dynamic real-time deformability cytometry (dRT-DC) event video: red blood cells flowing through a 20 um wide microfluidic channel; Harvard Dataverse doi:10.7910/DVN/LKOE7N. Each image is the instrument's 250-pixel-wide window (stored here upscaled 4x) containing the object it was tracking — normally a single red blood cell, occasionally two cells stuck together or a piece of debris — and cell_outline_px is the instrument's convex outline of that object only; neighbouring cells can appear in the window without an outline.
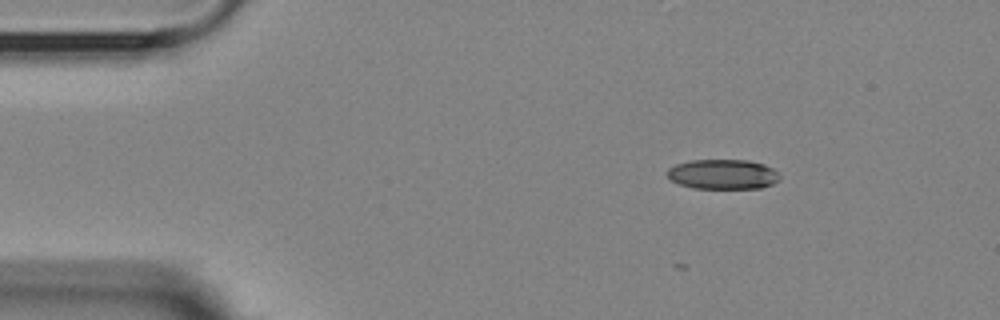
{"species": "Egyptian fruit bat (a non-hibernating species)", "species_latin": "Rousettus aegyptiacus", "temperature_condition": "room temperature", "stored_images_in_passage": 48, "camera_frame_rate_fps": 3000, "um_per_image_px": 0.085, "animal": {"sex": "female"}, "frame": {"image": 1, "passage_image": 1, "time_ms": 0.0, "image_size_px": [1000, 320], "cell_outline_px": [[780, 180], [772, 184], [760, 188], [696, 188], [680, 184], [672, 180], [668, 176], [668, 168], [676, 164], [692, 160], [748, 160], [764, 164], [772, 168], [780, 176]], "centroid_in_image_um": [61.47, 14.81], "position_along_channel_um": 23.5, "area_um2": 19.42}}
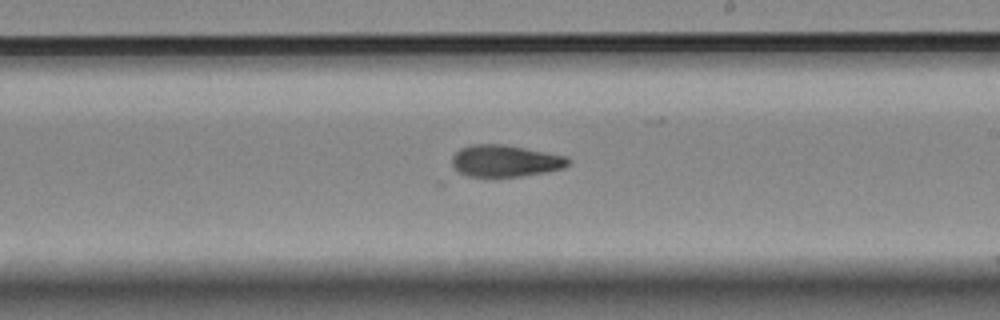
{"frame": {"image": 2, "passage_image": 25, "time_ms": 8.0, "image_size_px": [1000, 320], "cell_outline_px": [[568, 164], [564, 168], [544, 172], [520, 176], [468, 176], [460, 172], [452, 164], [452, 156], [460, 148], [472, 144], [504, 144], [564, 156], [568, 160]], "centroid_in_image_um": [42.9, 13.67], "position_along_channel_um": 246.1, "area_um2": 21.1}}
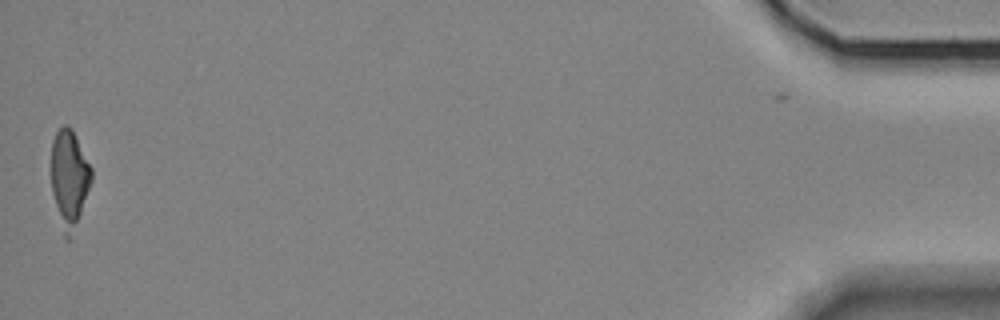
{"frame": {"image": 3, "passage_image": 48, "time_ms": 15.667, "image_size_px": [1000, 320], "cell_outline_px": [[92, 180], [72, 240], [64, 240], [52, 192], [52, 140], [56, 132], [64, 124], [68, 124], [72, 128], [92, 168]], "centroid_in_image_um": [5.9, 15.22], "position_along_channel_um": 429.3, "area_um2": 23.0}}